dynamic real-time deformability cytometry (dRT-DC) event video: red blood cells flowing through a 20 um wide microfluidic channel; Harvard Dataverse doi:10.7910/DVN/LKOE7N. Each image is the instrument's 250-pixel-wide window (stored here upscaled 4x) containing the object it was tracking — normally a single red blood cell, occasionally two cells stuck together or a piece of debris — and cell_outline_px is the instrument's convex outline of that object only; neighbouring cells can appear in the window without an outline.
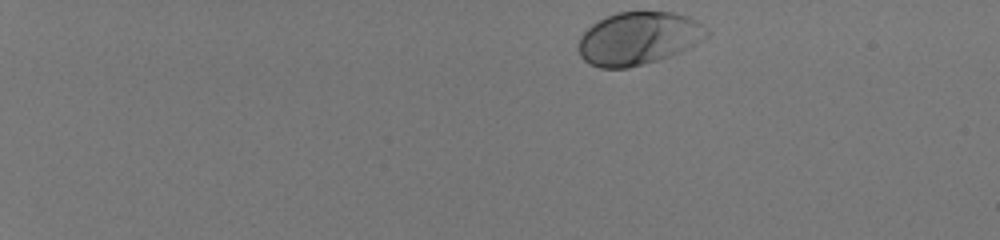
{"species": "human", "species_latin": "Homo sapiens", "temperature_condition": "room temperature", "stored_images_in_passage": 45, "camera_frame_rate_fps": 3000, "um_per_image_px": 0.085, "donor": {"sex": "male"}, "frame": {"image": 1, "passage_image": 1, "time_ms": 0.0, "image_size_px": [1000, 240], "cell_outline_px": [[712, 32], [708, 36], [688, 48], [680, 52], [644, 64], [628, 68], [600, 68], [588, 64], [580, 56], [576, 48], [580, 36], [592, 24], [616, 12], [672, 12], [688, 16], [696, 20]], "centroid_in_image_um": [54.25, 3.27], "position_along_channel_um": 30.8, "area_um2": 39.65}}
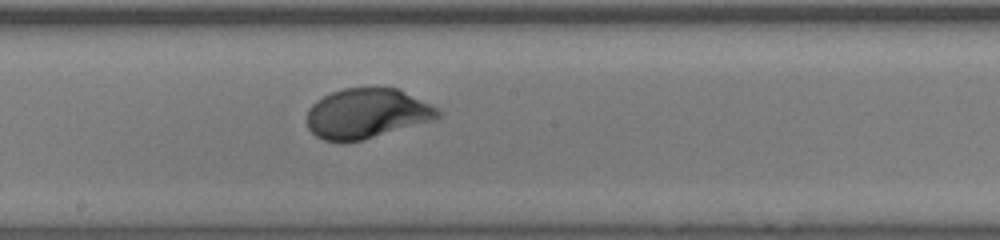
{"frame": {"image": 2, "passage_image": 26, "time_ms": 8.333, "image_size_px": [1000, 240], "cell_outline_px": [[440, 116], [432, 120], [360, 140], [344, 144], [324, 140], [316, 136], [308, 128], [308, 108], [316, 100], [332, 92], [344, 88], [400, 88], [436, 108], [440, 112]], "centroid_in_image_um": [31.12, 9.65], "position_along_channel_um": 217.1, "area_um2": 37.8}}
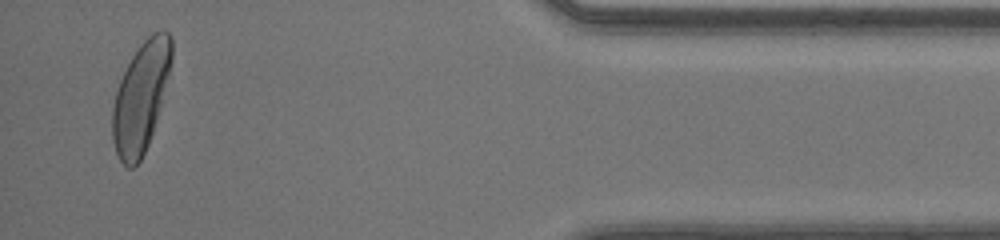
{"frame": {"image": 3, "passage_image": 44, "time_ms": 14.333, "image_size_px": [1000, 240], "cell_outline_px": [[172, 60], [168, 76], [152, 132], [148, 144], [140, 160], [132, 168], [128, 168], [120, 160], [116, 152], [112, 140], [112, 108], [116, 92], [120, 80], [132, 56], [140, 44], [152, 32], [168, 32], [172, 36]], "centroid_in_image_um": [11.95, 8.25], "position_along_channel_um": 423.2, "area_um2": 37.17}, "authors_computed_cell_mechanics": {"area_um2": 37.9168, "velocity_mm_per_s": 4.0864, "shape_relaxation_time_tau1_ms": 2.0373, "shape_relaxation_time_tau2_ms": null, "deformation_change_tau1": 0.1536, "deformation_change_tau2": null}}